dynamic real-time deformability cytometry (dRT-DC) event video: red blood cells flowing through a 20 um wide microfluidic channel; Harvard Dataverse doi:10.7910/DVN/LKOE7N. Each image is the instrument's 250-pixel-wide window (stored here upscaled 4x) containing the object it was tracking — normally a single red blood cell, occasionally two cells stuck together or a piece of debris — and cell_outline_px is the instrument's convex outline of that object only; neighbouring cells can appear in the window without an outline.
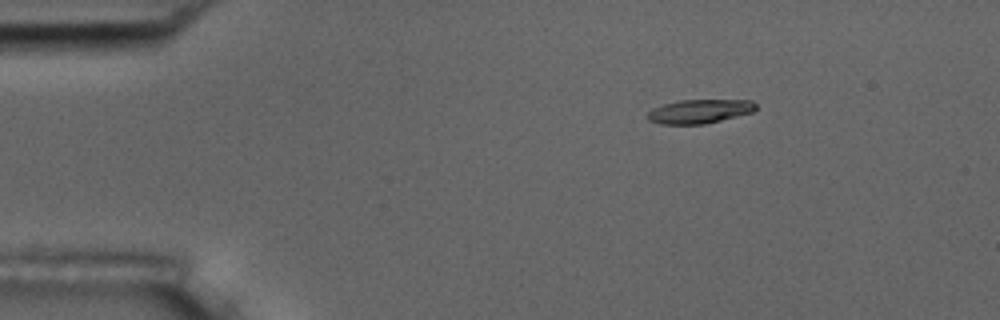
{"species": "common noctule bat (a hibernating species)", "species_latin": "Nyctalus noctula", "temperature_condition": "room temperature", "stored_images_in_passage": 48, "camera_frame_rate_fps": 3000, "um_per_image_px": 0.085, "animal": {"sex": "male", "body_mass_g": 17.5, "forearm_length_mm": 52.3}, "frame": {"image": 1, "passage_image": 1, "time_ms": 0.0, "image_size_px": [1000, 320], "cell_outline_px": [[756, 108], [752, 112], [704, 124], [660, 124], [648, 120], [648, 112], [652, 108], [664, 104], [680, 100], [752, 100], [756, 104]], "centroid_in_image_um": [59.44, 9.46], "position_along_channel_um": 25.6, "area_um2": 14.97}}
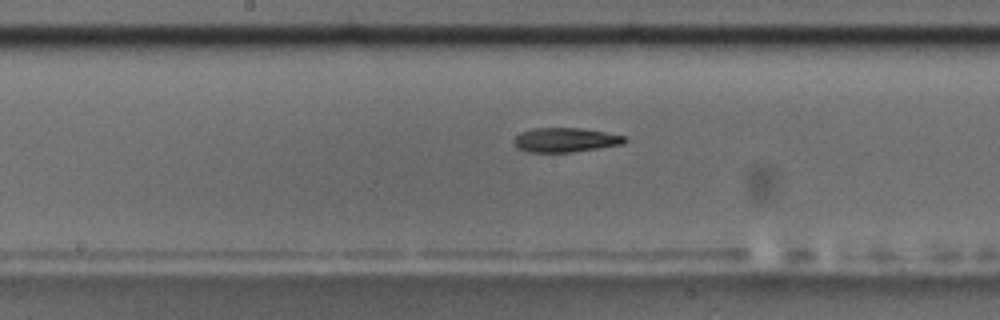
{"frame": {"image": 2, "passage_image": 21, "time_ms": 6.667, "image_size_px": [1000, 320], "cell_outline_px": [[628, 140], [620, 144], [572, 152], [528, 152], [516, 148], [512, 144], [512, 140], [520, 132], [532, 128], [580, 128], [628, 136]], "centroid_in_image_um": [47.99, 11.89], "position_along_channel_um": 200.2, "area_um2": 15.78}}
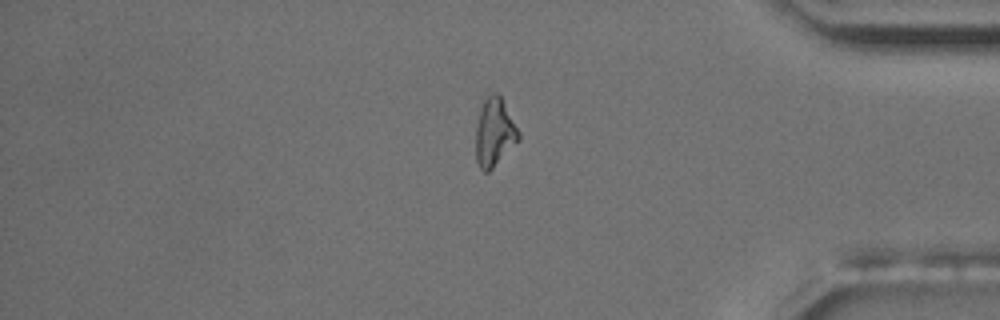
{"frame": {"image": 3, "passage_image": 39, "time_ms": 12.667, "image_size_px": [1000, 320], "cell_outline_px": [[520, 140], [488, 172], [484, 172], [480, 168], [476, 160], [476, 128], [480, 108], [484, 100], [492, 92], [496, 92], [500, 96], [520, 132]], "centroid_in_image_um": [42.03, 11.26], "position_along_channel_um": 393.2, "area_um2": 16.88}, "authors_computed_cell_mechanics": {"area_um2": 15.8083, "velocity_mm_per_s": 3.6373, "shape_relaxation_time_tau1_ms": 10.637, "shape_relaxation_time_tau2_ms": 8.118, "deformation_change_tau1": 0.2553, "deformation_change_tau2": 0.189}}